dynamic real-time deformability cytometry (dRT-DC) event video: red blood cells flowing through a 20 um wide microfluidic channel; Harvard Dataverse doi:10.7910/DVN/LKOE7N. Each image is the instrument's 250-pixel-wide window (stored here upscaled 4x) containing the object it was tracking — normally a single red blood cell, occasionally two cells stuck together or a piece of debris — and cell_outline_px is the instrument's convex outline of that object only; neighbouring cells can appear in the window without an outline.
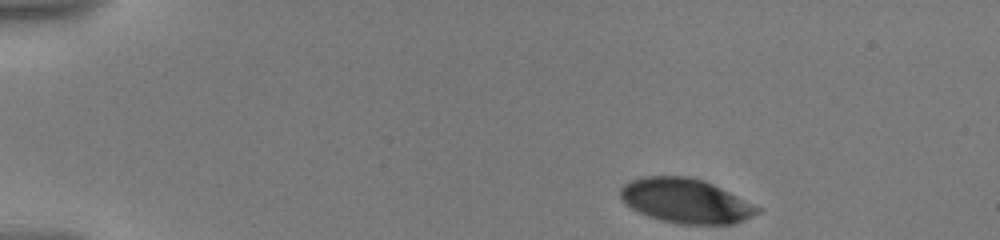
{"species": "human", "species_latin": "Homo sapiens", "temperature_condition": "warm", "stored_images_in_passage": 9, "camera_frame_rate_fps": 3000, "um_per_image_px": 0.085, "donor": {"sex": "male"}, "frame": {"image": 1, "passage_image": 1, "time_ms": 0.0, "image_size_px": [1000, 240], "cell_outline_px": [[764, 208], [760, 212], [736, 224], [676, 224], [660, 220], [648, 216], [624, 204], [620, 196], [620, 188], [624, 184], [632, 180], [644, 176], [688, 176], [704, 180]], "centroid_in_image_um": [58.31, 17.08], "position_along_channel_um": 26.7, "area_um2": 35.78}}
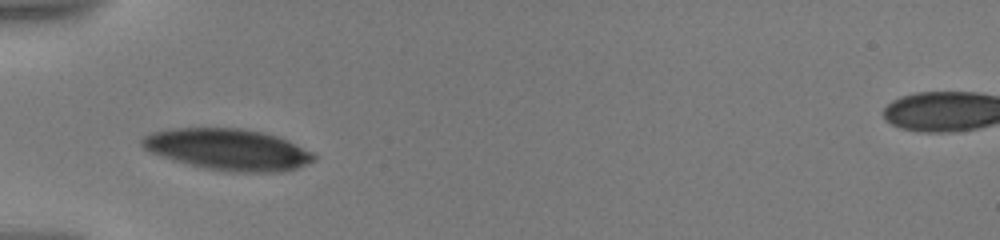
{"frame": {"image": 2, "passage_image": 8, "time_ms": 3.667, "image_size_px": [1000, 240], "cell_outline_px": [[316, 160], [296, 168], [280, 172], [240, 172], [208, 168], [160, 156], [144, 148], [140, 144], [140, 140], [144, 136], [152, 132], [172, 128], [240, 128], [264, 132], [288, 140], [312, 152], [316, 156]], "centroid_in_image_um": [19.4, 12.69], "position_along_channel_um": 65.6, "area_um2": 41.04}}
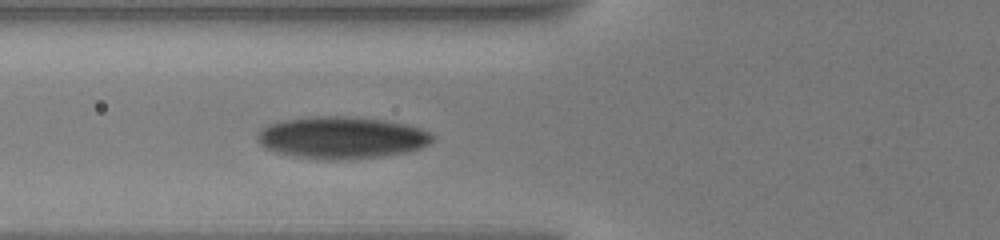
{"frame": {"image": 3, "passage_image": 9, "time_ms": 4.667, "image_size_px": [1000, 240], "cell_outline_px": [[436, 136], [428, 144], [420, 148], [408, 152], [380, 156], [332, 160], [328, 160], [296, 156], [276, 152], [264, 148], [260, 144], [256, 136], [260, 128], [268, 124], [280, 120], [312, 116], [348, 116], [384, 120], [404, 124], [420, 128]], "centroid_in_image_um": [29.0, 11.68], "position_along_channel_um": 96.8, "area_um2": 42.89}}